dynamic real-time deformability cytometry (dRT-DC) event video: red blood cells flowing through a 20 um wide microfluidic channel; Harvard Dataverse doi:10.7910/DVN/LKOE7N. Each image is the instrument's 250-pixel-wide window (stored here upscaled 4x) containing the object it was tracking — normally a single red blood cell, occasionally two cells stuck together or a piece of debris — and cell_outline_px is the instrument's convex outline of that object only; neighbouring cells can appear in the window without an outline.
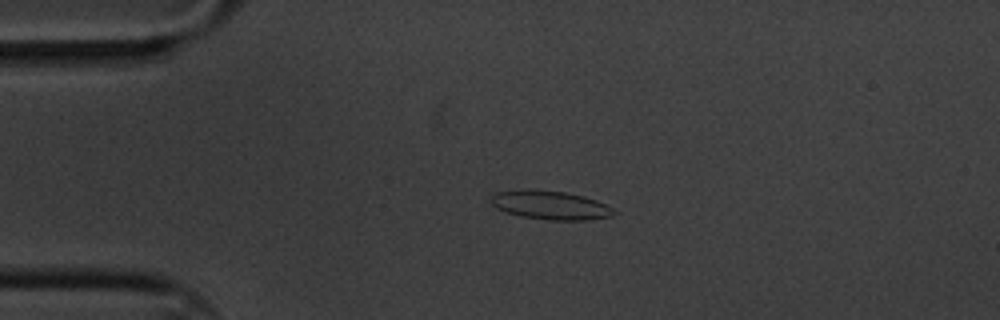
{"species": "common noctule bat (a hibernating species)", "species_latin": "Nyctalus noctula", "temperature_condition": "cold", "stored_images_in_passage": 58, "camera_frame_rate_fps": 3000, "um_per_image_px": 0.085, "animal": {"sex": "male", "body_mass_g": 20.1, "forearm_length_mm": 53.5}, "frame": {"image": 1, "passage_image": 12, "time_ms": 3.667, "image_size_px": [1000, 320], "cell_outline_px": [[620, 212], [612, 216], [588, 220], [552, 220], [520, 216], [504, 212], [496, 208], [488, 200], [496, 192], [528, 188], [564, 192], [584, 196], [596, 200]], "centroid_in_image_um": [46.76, 17.43], "position_along_channel_um": 38.2, "area_um2": 20.87}}
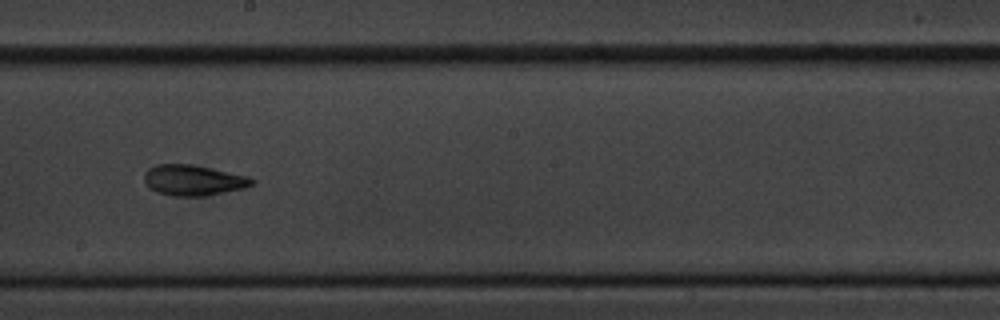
{"frame": {"image": 2, "passage_image": 32, "time_ms": 10.333, "image_size_px": [1000, 320], "cell_outline_px": [[256, 180], [252, 184], [244, 188], [204, 196], [176, 196], [156, 192], [148, 188], [144, 180], [144, 172], [148, 168], [156, 164], [192, 164], [248, 176]], "centroid_in_image_um": [16.39, 15.31], "position_along_channel_um": 231.8, "area_um2": 19.25}}
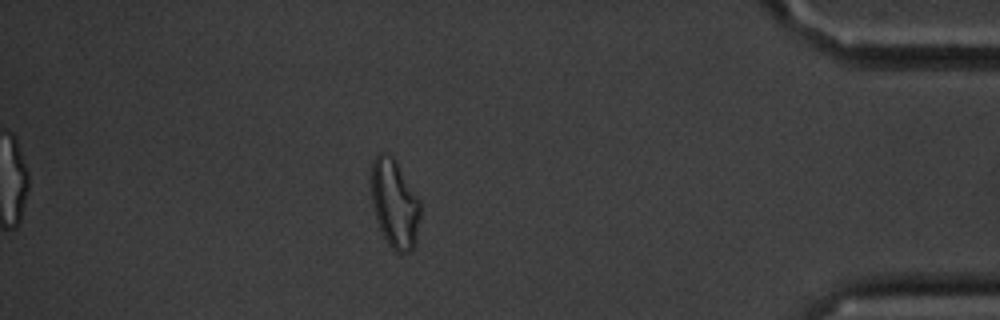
{"frame": {"image": 3, "passage_image": 51, "time_ms": 16.667, "image_size_px": [1000, 320], "cell_outline_px": [[420, 216], [416, 244], [408, 252], [396, 252], [388, 244], [380, 228], [372, 204], [368, 176], [372, 160], [376, 152], [384, 152], [392, 156], [396, 160], [420, 200]], "centroid_in_image_um": [33.51, 17.23], "position_along_channel_um": 401.7, "area_um2": 25.95}, "authors_computed_cell_mechanics": {"area_um2": 19.8254, "velocity_mm_per_s": 3.3313, "shape_relaxation_time_tau1_ms": 5.234, "shape_relaxation_time_tau2_ms": 3.0194, "deformation_change_tau1": 0.1379, "deformation_change_tau2": 0.0859}}